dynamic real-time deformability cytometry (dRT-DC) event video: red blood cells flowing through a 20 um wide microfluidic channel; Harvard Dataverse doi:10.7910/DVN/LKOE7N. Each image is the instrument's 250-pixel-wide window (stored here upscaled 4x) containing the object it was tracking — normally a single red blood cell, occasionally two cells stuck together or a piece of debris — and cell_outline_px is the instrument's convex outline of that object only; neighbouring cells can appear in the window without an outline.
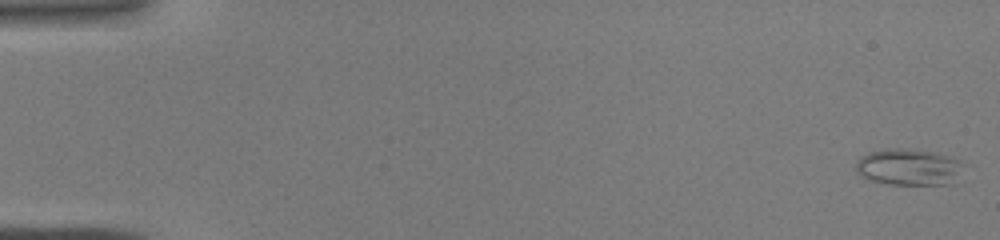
{"species": "common noctule bat (a hibernating species)", "species_latin": "Nyctalus noctula", "temperature_condition": "warm", "stored_images_in_passage": 44, "camera_frame_rate_fps": 3000, "um_per_image_px": 0.085, "animal": {"sex": "male", "body_mass_g": 19.0, "forearm_length_mm": 50.8}, "frame": {"image": 1, "passage_image": 1, "time_ms": 0.0, "image_size_px": [1000, 240], "cell_outline_px": [[964, 164], [952, 184], [888, 184], [872, 180], [856, 172], [856, 164], [860, 156], [868, 152], [884, 148], [908, 148], [956, 156]], "centroid_in_image_um": [77.25, 14.17], "position_along_channel_um": 7.7, "area_um2": 23.06}}
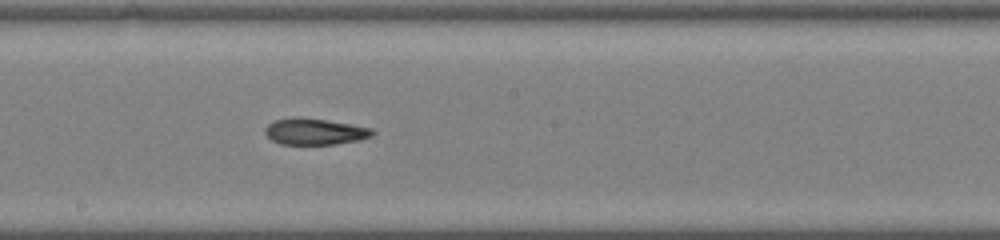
{"frame": {"image": 2, "passage_image": 25, "time_ms": 8.0, "image_size_px": [1000, 240], "cell_outline_px": [[376, 132], [372, 136], [360, 140], [332, 144], [280, 144], [272, 140], [264, 132], [264, 128], [272, 120], [296, 116], [300, 116], [352, 124], [372, 128]], "centroid_in_image_um": [26.74, 11.16], "position_along_channel_um": 221.5, "area_um2": 16.7}}
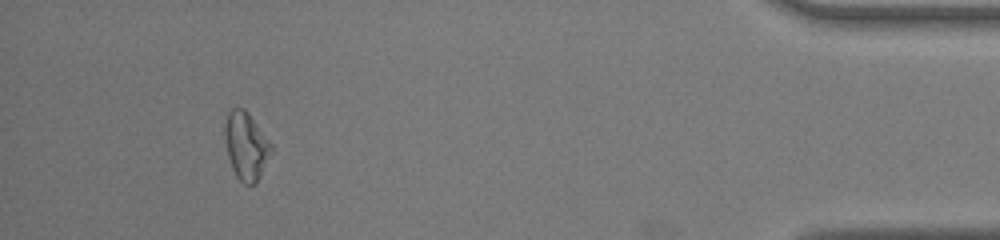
{"frame": {"image": 3, "passage_image": 41, "time_ms": 13.333, "image_size_px": [1000, 240], "cell_outline_px": [[272, 152], [256, 184], [244, 184], [236, 176], [232, 168], [228, 156], [224, 140], [224, 128], [228, 112], [232, 108], [244, 108], [248, 112], [272, 144]], "centroid_in_image_um": [20.91, 12.4], "position_along_channel_um": 414.3, "area_um2": 18.32}}